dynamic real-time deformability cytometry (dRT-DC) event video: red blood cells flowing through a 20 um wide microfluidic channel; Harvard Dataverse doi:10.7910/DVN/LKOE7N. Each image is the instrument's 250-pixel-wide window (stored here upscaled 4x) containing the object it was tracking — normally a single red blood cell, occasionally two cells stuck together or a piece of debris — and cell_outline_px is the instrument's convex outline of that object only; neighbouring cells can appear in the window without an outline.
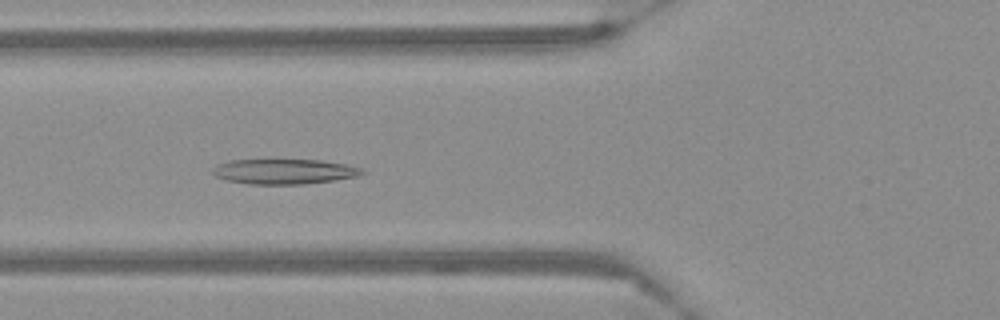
{"species": "Egyptian fruit bat (a non-hibernating species)", "species_latin": "Rousettus aegyptiacus", "temperature_condition": "warm", "stored_images_in_passage": 57, "camera_frame_rate_fps": 3000, "um_per_image_px": 0.085, "frame": {"image": 1, "passage_image": 22, "time_ms": 7.0, "image_size_px": [1000, 320], "cell_outline_px": [[364, 172], [360, 176], [336, 180], [304, 184], [248, 184], [228, 180], [216, 176], [212, 172], [212, 168], [216, 164], [228, 160], [320, 160], [348, 164], [364, 168]], "centroid_in_image_um": [24.19, 14.57], "position_along_channel_um": 101.6, "area_um2": 22.02}}
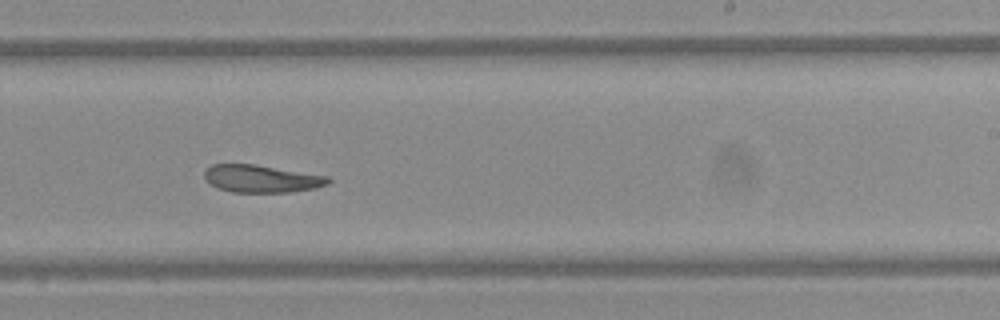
{"frame": {"image": 2, "passage_image": 36, "time_ms": 11.667, "image_size_px": [1000, 320], "cell_outline_px": [[332, 180], [328, 184], [316, 188], [288, 192], [232, 192], [216, 188], [204, 180], [204, 172], [212, 164], [252, 164], [328, 176]], "centroid_in_image_um": [22.2, 15.2], "position_along_channel_um": 266.8, "area_um2": 19.83}}
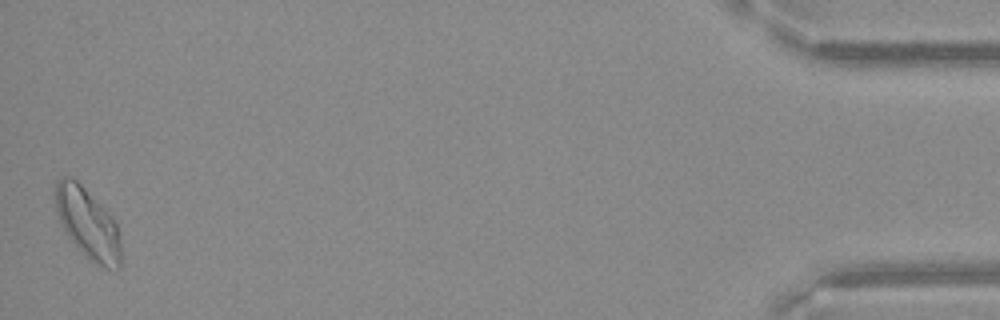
{"frame": {"image": 3, "passage_image": 57, "time_ms": 18.667, "image_size_px": [1000, 320], "cell_outline_px": [[120, 268], [104, 268], [88, 260], [64, 232], [56, 208], [52, 192], [56, 180], [60, 176], [72, 176], [104, 208], [116, 224], [120, 236]], "centroid_in_image_um": [7.4, 18.97], "position_along_channel_um": 427.8, "area_um2": 27.11}}